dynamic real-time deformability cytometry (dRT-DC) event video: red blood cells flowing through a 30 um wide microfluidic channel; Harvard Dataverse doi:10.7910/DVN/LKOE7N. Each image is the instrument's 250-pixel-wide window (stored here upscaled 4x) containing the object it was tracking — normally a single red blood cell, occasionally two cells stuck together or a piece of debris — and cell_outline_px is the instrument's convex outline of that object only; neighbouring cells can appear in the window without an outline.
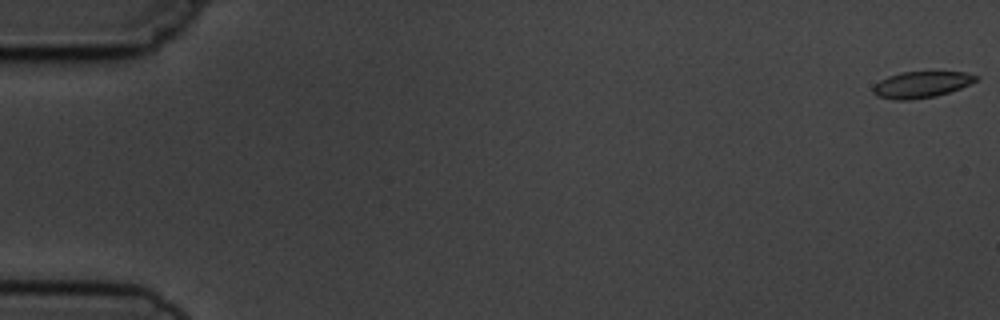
{"species": "common noctule bat (a hibernating species)", "species_latin": "Nyctalus noctula", "temperature_condition": "cold", "stored_images_in_passage": 8, "camera_frame_rate_fps": 3000, "um_per_image_px": 0.085, "animal": {"sex": "male", "body_mass_g": 19.5, "forearm_length_mm": 54.6}, "frame": {"image": 1, "passage_image": 1, "time_ms": 0.0, "image_size_px": [1000, 320], "cell_outline_px": [[980, 76], [976, 80], [960, 88], [936, 96], [912, 100], [892, 100], [876, 96], [872, 92], [872, 88], [880, 80], [888, 76], [900, 72], [964, 72]], "centroid_in_image_um": [78.27, 7.2], "position_along_channel_um": 6.7, "area_um2": 15.78}}
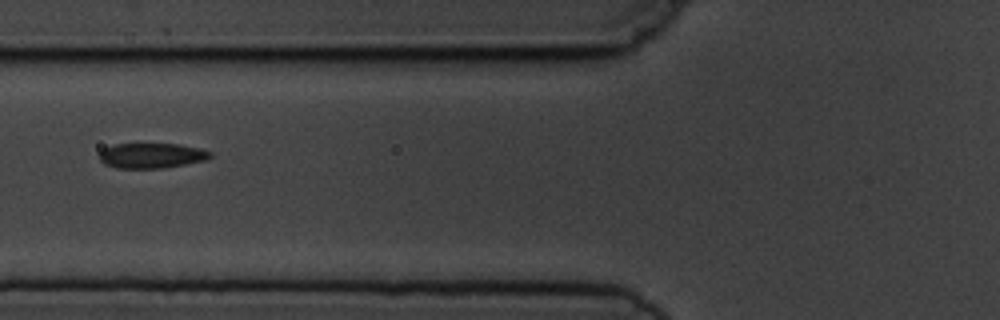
{"frame": {"image": 2, "passage_image": 7, "time_ms": 7.0, "image_size_px": [1000, 320], "cell_outline_px": [[212, 156], [204, 160], [164, 168], [116, 168], [104, 164], [100, 160], [100, 152], [104, 148], [112, 144], [176, 144], [200, 148], [212, 152]], "centroid_in_image_um": [12.86, 13.22], "position_along_channel_um": 112.9, "area_um2": 16.18}}
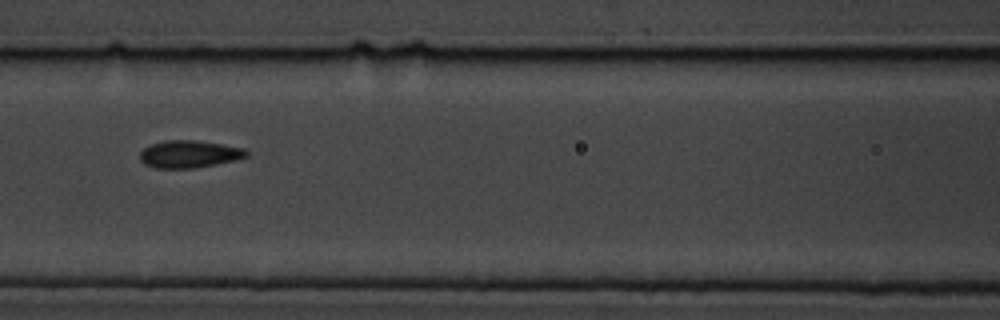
{"frame": {"image": 3, "passage_image": 8, "time_ms": 8.0, "image_size_px": [1000, 320], "cell_outline_px": [[248, 156], [236, 160], [216, 164], [192, 168], [156, 168], [144, 164], [140, 160], [140, 152], [144, 148], [152, 144], [168, 140], [196, 140], [244, 148], [248, 152]], "centroid_in_image_um": [16.08, 13.1], "position_along_channel_um": 150.5, "area_um2": 16.88}}